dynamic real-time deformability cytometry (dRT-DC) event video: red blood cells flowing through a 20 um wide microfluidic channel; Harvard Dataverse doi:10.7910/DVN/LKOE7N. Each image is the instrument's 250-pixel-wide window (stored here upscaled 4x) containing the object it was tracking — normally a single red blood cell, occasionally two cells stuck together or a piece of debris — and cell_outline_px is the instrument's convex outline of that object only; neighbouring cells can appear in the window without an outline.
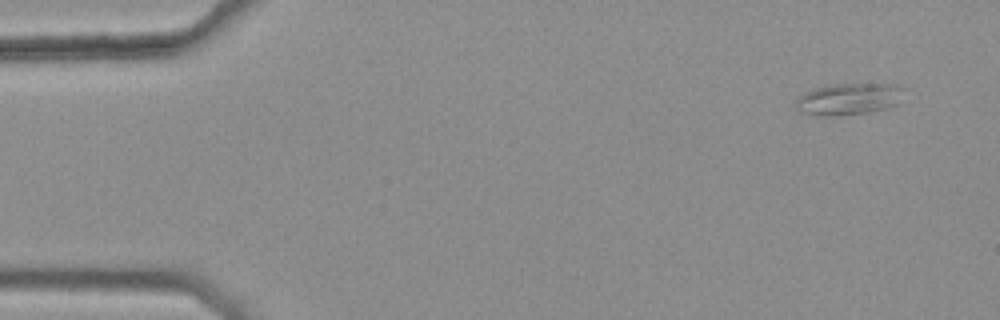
{"species": "common noctule bat (a hibernating species)", "species_latin": "Nyctalus noctula", "temperature_condition": "warm", "stored_images_in_passage": 4, "camera_frame_rate_fps": 3000, "um_per_image_px": 0.085, "animal": {"sex": "female", "body_mass_g": 25.1}, "frame": {"image": 1, "passage_image": 1, "time_ms": 0.0, "image_size_px": [1000, 320], "cell_outline_px": [[904, 88], [896, 104], [884, 108], [868, 112], [832, 116], [820, 116], [804, 112], [796, 104], [796, 100], [804, 92], [816, 88], [832, 84], [892, 84]], "centroid_in_image_um": [72.13, 8.4], "position_along_channel_um": 12.9, "area_um2": 19.42}}